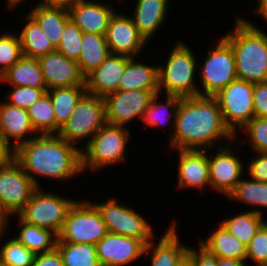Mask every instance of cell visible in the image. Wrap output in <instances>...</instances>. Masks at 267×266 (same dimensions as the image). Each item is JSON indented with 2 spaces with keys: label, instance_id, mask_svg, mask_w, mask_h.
Wrapping results in <instances>:
<instances>
[{
  "label": "cell",
  "instance_id": "obj_1",
  "mask_svg": "<svg viewBox=\"0 0 267 266\" xmlns=\"http://www.w3.org/2000/svg\"><path fill=\"white\" fill-rule=\"evenodd\" d=\"M234 140L214 96L181 97L170 150H210Z\"/></svg>",
  "mask_w": 267,
  "mask_h": 266
},
{
  "label": "cell",
  "instance_id": "obj_2",
  "mask_svg": "<svg viewBox=\"0 0 267 266\" xmlns=\"http://www.w3.org/2000/svg\"><path fill=\"white\" fill-rule=\"evenodd\" d=\"M80 147L58 135H37L15 150V160L35 186L41 187L39 178L64 182L83 173Z\"/></svg>",
  "mask_w": 267,
  "mask_h": 266
},
{
  "label": "cell",
  "instance_id": "obj_3",
  "mask_svg": "<svg viewBox=\"0 0 267 266\" xmlns=\"http://www.w3.org/2000/svg\"><path fill=\"white\" fill-rule=\"evenodd\" d=\"M245 19L236 16L233 30L221 37L233 50L237 79L252 84L267 82V33Z\"/></svg>",
  "mask_w": 267,
  "mask_h": 266
},
{
  "label": "cell",
  "instance_id": "obj_4",
  "mask_svg": "<svg viewBox=\"0 0 267 266\" xmlns=\"http://www.w3.org/2000/svg\"><path fill=\"white\" fill-rule=\"evenodd\" d=\"M184 40L176 41L174 47L158 65V89L160 93L191 97L200 95V87L194 83L197 74L198 55L190 49ZM198 62V63H197ZM196 76V77H195ZM199 88V89H198ZM165 90V91H164Z\"/></svg>",
  "mask_w": 267,
  "mask_h": 266
},
{
  "label": "cell",
  "instance_id": "obj_5",
  "mask_svg": "<svg viewBox=\"0 0 267 266\" xmlns=\"http://www.w3.org/2000/svg\"><path fill=\"white\" fill-rule=\"evenodd\" d=\"M131 129L105 123L81 150L82 171L101 172L107 166H118L127 160ZM100 170V171H99Z\"/></svg>",
  "mask_w": 267,
  "mask_h": 266
},
{
  "label": "cell",
  "instance_id": "obj_6",
  "mask_svg": "<svg viewBox=\"0 0 267 266\" xmlns=\"http://www.w3.org/2000/svg\"><path fill=\"white\" fill-rule=\"evenodd\" d=\"M107 233L108 229L92 200L77 199L67 212L57 242L96 245Z\"/></svg>",
  "mask_w": 267,
  "mask_h": 266
},
{
  "label": "cell",
  "instance_id": "obj_7",
  "mask_svg": "<svg viewBox=\"0 0 267 266\" xmlns=\"http://www.w3.org/2000/svg\"><path fill=\"white\" fill-rule=\"evenodd\" d=\"M37 187L30 200L17 214L24 222L53 231L57 236L63 228L67 212L77 199L59 196Z\"/></svg>",
  "mask_w": 267,
  "mask_h": 266
},
{
  "label": "cell",
  "instance_id": "obj_8",
  "mask_svg": "<svg viewBox=\"0 0 267 266\" xmlns=\"http://www.w3.org/2000/svg\"><path fill=\"white\" fill-rule=\"evenodd\" d=\"M105 123L104 98L86 93L57 135L76 146L86 139L82 150Z\"/></svg>",
  "mask_w": 267,
  "mask_h": 266
},
{
  "label": "cell",
  "instance_id": "obj_9",
  "mask_svg": "<svg viewBox=\"0 0 267 266\" xmlns=\"http://www.w3.org/2000/svg\"><path fill=\"white\" fill-rule=\"evenodd\" d=\"M114 196L106 201L92 202L100 212L108 232L141 240L145 245L156 238L149 221L137 209L121 204ZM127 206V207H126Z\"/></svg>",
  "mask_w": 267,
  "mask_h": 266
},
{
  "label": "cell",
  "instance_id": "obj_10",
  "mask_svg": "<svg viewBox=\"0 0 267 266\" xmlns=\"http://www.w3.org/2000/svg\"><path fill=\"white\" fill-rule=\"evenodd\" d=\"M215 43V48L210 50L202 63L200 62L202 65L198 64L197 67L202 89L200 96H215L237 79L235 56L231 46L221 37Z\"/></svg>",
  "mask_w": 267,
  "mask_h": 266
},
{
  "label": "cell",
  "instance_id": "obj_11",
  "mask_svg": "<svg viewBox=\"0 0 267 266\" xmlns=\"http://www.w3.org/2000/svg\"><path fill=\"white\" fill-rule=\"evenodd\" d=\"M225 125L236 135L253 117V84L236 79L215 96Z\"/></svg>",
  "mask_w": 267,
  "mask_h": 266
},
{
  "label": "cell",
  "instance_id": "obj_12",
  "mask_svg": "<svg viewBox=\"0 0 267 266\" xmlns=\"http://www.w3.org/2000/svg\"><path fill=\"white\" fill-rule=\"evenodd\" d=\"M231 143H236L235 146L238 147V139H235L233 142L217 147L216 152L215 148L208 150L209 152L212 150L211 153H208L210 190L213 189L216 193L225 195L224 197H228L236 188L238 182L243 178L241 176L246 168L239 152L233 151Z\"/></svg>",
  "mask_w": 267,
  "mask_h": 266
},
{
  "label": "cell",
  "instance_id": "obj_13",
  "mask_svg": "<svg viewBox=\"0 0 267 266\" xmlns=\"http://www.w3.org/2000/svg\"><path fill=\"white\" fill-rule=\"evenodd\" d=\"M159 90H131L108 94L104 97L105 121L107 124L128 128V125L141 119L144 112Z\"/></svg>",
  "mask_w": 267,
  "mask_h": 266
},
{
  "label": "cell",
  "instance_id": "obj_14",
  "mask_svg": "<svg viewBox=\"0 0 267 266\" xmlns=\"http://www.w3.org/2000/svg\"><path fill=\"white\" fill-rule=\"evenodd\" d=\"M36 188L16 160L0 169V202L9 216L17 215L24 208Z\"/></svg>",
  "mask_w": 267,
  "mask_h": 266
},
{
  "label": "cell",
  "instance_id": "obj_15",
  "mask_svg": "<svg viewBox=\"0 0 267 266\" xmlns=\"http://www.w3.org/2000/svg\"><path fill=\"white\" fill-rule=\"evenodd\" d=\"M116 11L112 16L107 32L106 42L111 54L139 57L148 42L139 33L131 16Z\"/></svg>",
  "mask_w": 267,
  "mask_h": 266
},
{
  "label": "cell",
  "instance_id": "obj_16",
  "mask_svg": "<svg viewBox=\"0 0 267 266\" xmlns=\"http://www.w3.org/2000/svg\"><path fill=\"white\" fill-rule=\"evenodd\" d=\"M144 249L139 239L109 232L96 244L101 266H128L144 256Z\"/></svg>",
  "mask_w": 267,
  "mask_h": 266
},
{
  "label": "cell",
  "instance_id": "obj_17",
  "mask_svg": "<svg viewBox=\"0 0 267 266\" xmlns=\"http://www.w3.org/2000/svg\"><path fill=\"white\" fill-rule=\"evenodd\" d=\"M47 90L61 87L85 86L77 61L57 50L38 58Z\"/></svg>",
  "mask_w": 267,
  "mask_h": 266
},
{
  "label": "cell",
  "instance_id": "obj_18",
  "mask_svg": "<svg viewBox=\"0 0 267 266\" xmlns=\"http://www.w3.org/2000/svg\"><path fill=\"white\" fill-rule=\"evenodd\" d=\"M178 152L177 186L180 189L210 188L208 150H176ZM207 187V188H206Z\"/></svg>",
  "mask_w": 267,
  "mask_h": 266
},
{
  "label": "cell",
  "instance_id": "obj_19",
  "mask_svg": "<svg viewBox=\"0 0 267 266\" xmlns=\"http://www.w3.org/2000/svg\"><path fill=\"white\" fill-rule=\"evenodd\" d=\"M108 2L82 0L68 10L70 19L82 32L105 35L110 20L117 11Z\"/></svg>",
  "mask_w": 267,
  "mask_h": 266
},
{
  "label": "cell",
  "instance_id": "obj_20",
  "mask_svg": "<svg viewBox=\"0 0 267 266\" xmlns=\"http://www.w3.org/2000/svg\"><path fill=\"white\" fill-rule=\"evenodd\" d=\"M131 57L111 54L98 67L85 77L87 93L106 97L118 91L121 77L124 74L126 63Z\"/></svg>",
  "mask_w": 267,
  "mask_h": 266
},
{
  "label": "cell",
  "instance_id": "obj_21",
  "mask_svg": "<svg viewBox=\"0 0 267 266\" xmlns=\"http://www.w3.org/2000/svg\"><path fill=\"white\" fill-rule=\"evenodd\" d=\"M0 103V135L14 150L38 135L27 110L6 101Z\"/></svg>",
  "mask_w": 267,
  "mask_h": 266
},
{
  "label": "cell",
  "instance_id": "obj_22",
  "mask_svg": "<svg viewBox=\"0 0 267 266\" xmlns=\"http://www.w3.org/2000/svg\"><path fill=\"white\" fill-rule=\"evenodd\" d=\"M176 223L175 220L171 221L157 242L154 243L153 239L145 245L144 257L147 254L151 255L150 266H177L187 255L189 246L179 241Z\"/></svg>",
  "mask_w": 267,
  "mask_h": 266
},
{
  "label": "cell",
  "instance_id": "obj_23",
  "mask_svg": "<svg viewBox=\"0 0 267 266\" xmlns=\"http://www.w3.org/2000/svg\"><path fill=\"white\" fill-rule=\"evenodd\" d=\"M170 0H137L131 17L137 30L149 42L160 32L168 17ZM163 25V26H162ZM152 37V39H151Z\"/></svg>",
  "mask_w": 267,
  "mask_h": 266
},
{
  "label": "cell",
  "instance_id": "obj_24",
  "mask_svg": "<svg viewBox=\"0 0 267 266\" xmlns=\"http://www.w3.org/2000/svg\"><path fill=\"white\" fill-rule=\"evenodd\" d=\"M164 95L165 101L162 103V101L159 100L162 97V93H155L149 107L144 112L141 122L145 124V127L161 128L163 132L166 131L164 127L168 126V129H171L169 130L171 132L168 133V138L170 140L174 133L176 116L180 106L181 97L170 94Z\"/></svg>",
  "mask_w": 267,
  "mask_h": 266
},
{
  "label": "cell",
  "instance_id": "obj_25",
  "mask_svg": "<svg viewBox=\"0 0 267 266\" xmlns=\"http://www.w3.org/2000/svg\"><path fill=\"white\" fill-rule=\"evenodd\" d=\"M209 234L206 240L200 238L198 242L210 254L219 258L246 261L247 246L231 235L221 223Z\"/></svg>",
  "mask_w": 267,
  "mask_h": 266
},
{
  "label": "cell",
  "instance_id": "obj_26",
  "mask_svg": "<svg viewBox=\"0 0 267 266\" xmlns=\"http://www.w3.org/2000/svg\"><path fill=\"white\" fill-rule=\"evenodd\" d=\"M131 57L126 63L124 74L121 77L118 90H159L158 65L142 63Z\"/></svg>",
  "mask_w": 267,
  "mask_h": 266
},
{
  "label": "cell",
  "instance_id": "obj_27",
  "mask_svg": "<svg viewBox=\"0 0 267 266\" xmlns=\"http://www.w3.org/2000/svg\"><path fill=\"white\" fill-rule=\"evenodd\" d=\"M27 13L36 21L51 41L55 49L61 42L65 24L70 20L69 12L64 8L47 7L41 4L33 5Z\"/></svg>",
  "mask_w": 267,
  "mask_h": 266
},
{
  "label": "cell",
  "instance_id": "obj_28",
  "mask_svg": "<svg viewBox=\"0 0 267 266\" xmlns=\"http://www.w3.org/2000/svg\"><path fill=\"white\" fill-rule=\"evenodd\" d=\"M2 84L47 88L38 59L23 56L0 76Z\"/></svg>",
  "mask_w": 267,
  "mask_h": 266
},
{
  "label": "cell",
  "instance_id": "obj_29",
  "mask_svg": "<svg viewBox=\"0 0 267 266\" xmlns=\"http://www.w3.org/2000/svg\"><path fill=\"white\" fill-rule=\"evenodd\" d=\"M81 51L77 60L81 74L86 77L110 55L105 35L82 33Z\"/></svg>",
  "mask_w": 267,
  "mask_h": 266
},
{
  "label": "cell",
  "instance_id": "obj_30",
  "mask_svg": "<svg viewBox=\"0 0 267 266\" xmlns=\"http://www.w3.org/2000/svg\"><path fill=\"white\" fill-rule=\"evenodd\" d=\"M13 217L17 218L16 225L19 228L14 238L19 243L35 254L47 253L56 248L58 236L53 231L26 223L18 215L10 216L11 220Z\"/></svg>",
  "mask_w": 267,
  "mask_h": 266
},
{
  "label": "cell",
  "instance_id": "obj_31",
  "mask_svg": "<svg viewBox=\"0 0 267 266\" xmlns=\"http://www.w3.org/2000/svg\"><path fill=\"white\" fill-rule=\"evenodd\" d=\"M21 17L26 22L21 28L22 30L19 31L20 34L18 33L24 56L38 59L56 50L40 26L28 13Z\"/></svg>",
  "mask_w": 267,
  "mask_h": 266
},
{
  "label": "cell",
  "instance_id": "obj_32",
  "mask_svg": "<svg viewBox=\"0 0 267 266\" xmlns=\"http://www.w3.org/2000/svg\"><path fill=\"white\" fill-rule=\"evenodd\" d=\"M56 117V135L70 118L79 100L87 93L85 86L61 87L47 90Z\"/></svg>",
  "mask_w": 267,
  "mask_h": 266
},
{
  "label": "cell",
  "instance_id": "obj_33",
  "mask_svg": "<svg viewBox=\"0 0 267 266\" xmlns=\"http://www.w3.org/2000/svg\"><path fill=\"white\" fill-rule=\"evenodd\" d=\"M226 199L245 203V205L252 207L251 211L266 219L263 210H267V182L254 181L251 178L246 180L243 177Z\"/></svg>",
  "mask_w": 267,
  "mask_h": 266
},
{
  "label": "cell",
  "instance_id": "obj_34",
  "mask_svg": "<svg viewBox=\"0 0 267 266\" xmlns=\"http://www.w3.org/2000/svg\"><path fill=\"white\" fill-rule=\"evenodd\" d=\"M246 211V212H245ZM234 216L221 220V224L226 230L239 239L244 245L248 246L250 241L254 238L260 227L267 221L265 217L251 211L245 210Z\"/></svg>",
  "mask_w": 267,
  "mask_h": 266
},
{
  "label": "cell",
  "instance_id": "obj_35",
  "mask_svg": "<svg viewBox=\"0 0 267 266\" xmlns=\"http://www.w3.org/2000/svg\"><path fill=\"white\" fill-rule=\"evenodd\" d=\"M27 113L38 135H56V117L47 92L27 109Z\"/></svg>",
  "mask_w": 267,
  "mask_h": 266
},
{
  "label": "cell",
  "instance_id": "obj_36",
  "mask_svg": "<svg viewBox=\"0 0 267 266\" xmlns=\"http://www.w3.org/2000/svg\"><path fill=\"white\" fill-rule=\"evenodd\" d=\"M56 249L62 257L64 266H101L96 245L56 242Z\"/></svg>",
  "mask_w": 267,
  "mask_h": 266
},
{
  "label": "cell",
  "instance_id": "obj_37",
  "mask_svg": "<svg viewBox=\"0 0 267 266\" xmlns=\"http://www.w3.org/2000/svg\"><path fill=\"white\" fill-rule=\"evenodd\" d=\"M8 239L0 245V260L6 266H32L36 254L19 243L15 238Z\"/></svg>",
  "mask_w": 267,
  "mask_h": 266
},
{
  "label": "cell",
  "instance_id": "obj_38",
  "mask_svg": "<svg viewBox=\"0 0 267 266\" xmlns=\"http://www.w3.org/2000/svg\"><path fill=\"white\" fill-rule=\"evenodd\" d=\"M242 131L246 133V138L242 142L239 141L240 147L247 145L254 151L253 153L267 152V118L253 117L239 132L235 135V139H238Z\"/></svg>",
  "mask_w": 267,
  "mask_h": 266
},
{
  "label": "cell",
  "instance_id": "obj_39",
  "mask_svg": "<svg viewBox=\"0 0 267 266\" xmlns=\"http://www.w3.org/2000/svg\"><path fill=\"white\" fill-rule=\"evenodd\" d=\"M3 33L0 34V76L24 56L18 34Z\"/></svg>",
  "mask_w": 267,
  "mask_h": 266
},
{
  "label": "cell",
  "instance_id": "obj_40",
  "mask_svg": "<svg viewBox=\"0 0 267 266\" xmlns=\"http://www.w3.org/2000/svg\"><path fill=\"white\" fill-rule=\"evenodd\" d=\"M82 31L70 19L64 27L62 39L57 51L69 59L78 60L81 51Z\"/></svg>",
  "mask_w": 267,
  "mask_h": 266
},
{
  "label": "cell",
  "instance_id": "obj_41",
  "mask_svg": "<svg viewBox=\"0 0 267 266\" xmlns=\"http://www.w3.org/2000/svg\"><path fill=\"white\" fill-rule=\"evenodd\" d=\"M6 94L7 103L27 110L37 102L46 92L47 88H33L26 86H11Z\"/></svg>",
  "mask_w": 267,
  "mask_h": 266
},
{
  "label": "cell",
  "instance_id": "obj_42",
  "mask_svg": "<svg viewBox=\"0 0 267 266\" xmlns=\"http://www.w3.org/2000/svg\"><path fill=\"white\" fill-rule=\"evenodd\" d=\"M254 266H267V221L260 227L247 246L246 262Z\"/></svg>",
  "mask_w": 267,
  "mask_h": 266
},
{
  "label": "cell",
  "instance_id": "obj_43",
  "mask_svg": "<svg viewBox=\"0 0 267 266\" xmlns=\"http://www.w3.org/2000/svg\"><path fill=\"white\" fill-rule=\"evenodd\" d=\"M251 157L246 164L247 176L254 181L267 182V152L254 153Z\"/></svg>",
  "mask_w": 267,
  "mask_h": 266
},
{
  "label": "cell",
  "instance_id": "obj_44",
  "mask_svg": "<svg viewBox=\"0 0 267 266\" xmlns=\"http://www.w3.org/2000/svg\"><path fill=\"white\" fill-rule=\"evenodd\" d=\"M254 117L267 118V82L253 84Z\"/></svg>",
  "mask_w": 267,
  "mask_h": 266
},
{
  "label": "cell",
  "instance_id": "obj_45",
  "mask_svg": "<svg viewBox=\"0 0 267 266\" xmlns=\"http://www.w3.org/2000/svg\"><path fill=\"white\" fill-rule=\"evenodd\" d=\"M198 249L188 247L187 256L192 260L193 266H217V257L210 254L198 243Z\"/></svg>",
  "mask_w": 267,
  "mask_h": 266
},
{
  "label": "cell",
  "instance_id": "obj_46",
  "mask_svg": "<svg viewBox=\"0 0 267 266\" xmlns=\"http://www.w3.org/2000/svg\"><path fill=\"white\" fill-rule=\"evenodd\" d=\"M32 266H64L62 257L55 248L47 253L36 254Z\"/></svg>",
  "mask_w": 267,
  "mask_h": 266
},
{
  "label": "cell",
  "instance_id": "obj_47",
  "mask_svg": "<svg viewBox=\"0 0 267 266\" xmlns=\"http://www.w3.org/2000/svg\"><path fill=\"white\" fill-rule=\"evenodd\" d=\"M15 160V150L0 135V169Z\"/></svg>",
  "mask_w": 267,
  "mask_h": 266
},
{
  "label": "cell",
  "instance_id": "obj_48",
  "mask_svg": "<svg viewBox=\"0 0 267 266\" xmlns=\"http://www.w3.org/2000/svg\"><path fill=\"white\" fill-rule=\"evenodd\" d=\"M82 0H38L37 4H41L47 7L64 8L69 10L72 6L79 3Z\"/></svg>",
  "mask_w": 267,
  "mask_h": 266
},
{
  "label": "cell",
  "instance_id": "obj_49",
  "mask_svg": "<svg viewBox=\"0 0 267 266\" xmlns=\"http://www.w3.org/2000/svg\"><path fill=\"white\" fill-rule=\"evenodd\" d=\"M256 2L258 5L252 10L255 13L254 15H260L267 23V0H256Z\"/></svg>",
  "mask_w": 267,
  "mask_h": 266
},
{
  "label": "cell",
  "instance_id": "obj_50",
  "mask_svg": "<svg viewBox=\"0 0 267 266\" xmlns=\"http://www.w3.org/2000/svg\"><path fill=\"white\" fill-rule=\"evenodd\" d=\"M246 261L230 259V258H219L217 257V266H247Z\"/></svg>",
  "mask_w": 267,
  "mask_h": 266
},
{
  "label": "cell",
  "instance_id": "obj_51",
  "mask_svg": "<svg viewBox=\"0 0 267 266\" xmlns=\"http://www.w3.org/2000/svg\"><path fill=\"white\" fill-rule=\"evenodd\" d=\"M10 216L9 215H0V240L1 237L3 238V236H5V233L6 235L8 234V231H5L8 229V226L11 225L10 224ZM9 223V224H8Z\"/></svg>",
  "mask_w": 267,
  "mask_h": 266
},
{
  "label": "cell",
  "instance_id": "obj_52",
  "mask_svg": "<svg viewBox=\"0 0 267 266\" xmlns=\"http://www.w3.org/2000/svg\"><path fill=\"white\" fill-rule=\"evenodd\" d=\"M26 0H6V4H8V6L6 5V7L8 9H10V11L16 9L18 6L20 7V4L22 2H25Z\"/></svg>",
  "mask_w": 267,
  "mask_h": 266
},
{
  "label": "cell",
  "instance_id": "obj_53",
  "mask_svg": "<svg viewBox=\"0 0 267 266\" xmlns=\"http://www.w3.org/2000/svg\"><path fill=\"white\" fill-rule=\"evenodd\" d=\"M177 266H193L192 260L186 255Z\"/></svg>",
  "mask_w": 267,
  "mask_h": 266
},
{
  "label": "cell",
  "instance_id": "obj_54",
  "mask_svg": "<svg viewBox=\"0 0 267 266\" xmlns=\"http://www.w3.org/2000/svg\"><path fill=\"white\" fill-rule=\"evenodd\" d=\"M0 215H8V214L3 210V207H2L1 202H0Z\"/></svg>",
  "mask_w": 267,
  "mask_h": 266
},
{
  "label": "cell",
  "instance_id": "obj_55",
  "mask_svg": "<svg viewBox=\"0 0 267 266\" xmlns=\"http://www.w3.org/2000/svg\"><path fill=\"white\" fill-rule=\"evenodd\" d=\"M0 266H6V265L0 260Z\"/></svg>",
  "mask_w": 267,
  "mask_h": 266
}]
</instances>
